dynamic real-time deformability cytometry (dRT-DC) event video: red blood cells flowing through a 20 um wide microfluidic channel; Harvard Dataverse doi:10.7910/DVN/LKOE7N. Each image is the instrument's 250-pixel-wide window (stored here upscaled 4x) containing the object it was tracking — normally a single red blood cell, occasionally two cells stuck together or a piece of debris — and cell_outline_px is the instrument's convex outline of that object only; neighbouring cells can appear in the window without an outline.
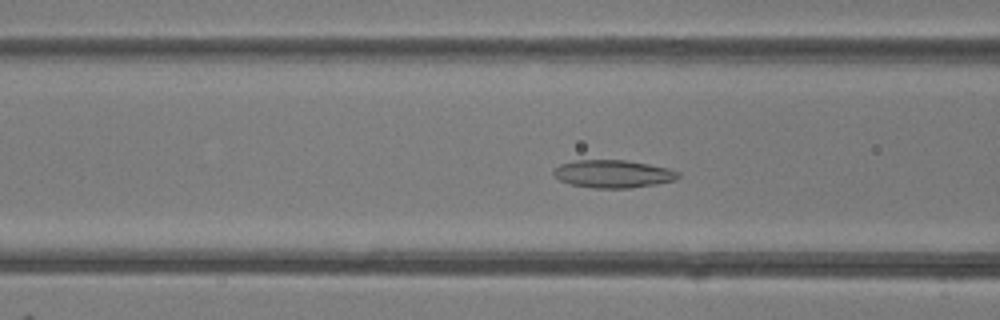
{"species": "common noctule bat (a hibernating species)", "species_latin": "Nyctalus noctula", "temperature_condition": "room temperature", "stored_images_in_passage": 42, "camera_frame_rate_fps": 3000, "um_per_image_px": 0.085, "animal": {"sex": "female"}, "frame": {"image": 1, "passage_image": 11, "time_ms": 3.333, "image_size_px": [1000, 320], "cell_outline_px": [[680, 176], [676, 180], [656, 184], [628, 188], [592, 188], [568, 184], [552, 176], [552, 168], [560, 164], [572, 160], [624, 160], [648, 164], [668, 168], [680, 172]], "centroid_in_image_um": [52.05, 14.78], "position_along_channel_um": 114.5, "area_um2": 20.46}}
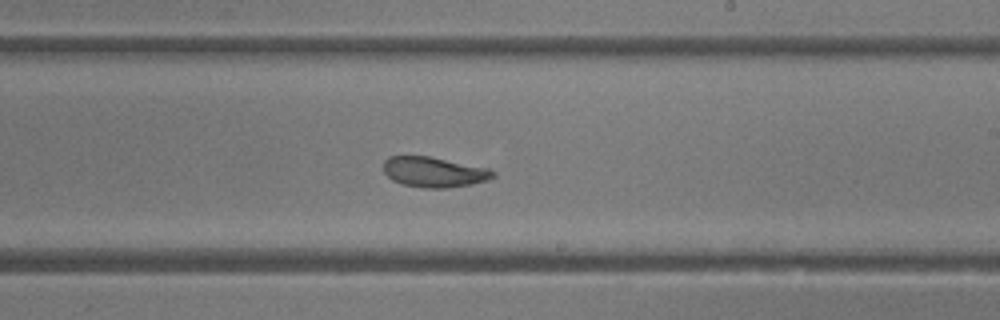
{"frame": {"image": 2, "passage_image": 21, "time_ms": 6.667, "image_size_px": [1000, 320], "cell_outline_px": [[496, 176], [488, 180], [472, 184], [448, 188], [424, 188], [404, 184], [392, 180], [384, 172], [384, 160], [388, 156], [428, 156], [488, 168], [496, 172]], "centroid_in_image_um": [36.91, 14.63], "position_along_channel_um": 252.1, "area_um2": 19.31}}
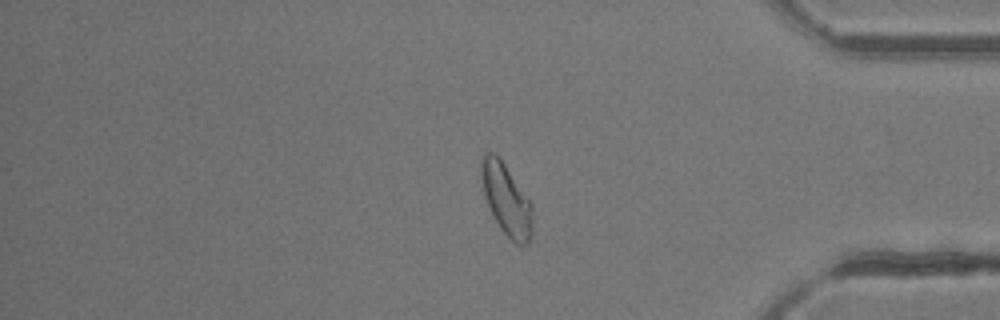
{"frame": {"image": 3, "passage_image": 33, "time_ms": 10.667, "image_size_px": [1000, 320], "cell_outline_px": [[532, 232], [528, 244], [516, 244], [500, 228], [492, 216], [484, 196], [480, 176], [480, 160], [484, 152], [492, 152], [504, 164], [532, 204]], "centroid_in_image_um": [43.01, 16.96], "position_along_channel_um": 392.2, "area_um2": 21.21}, "authors_computed_cell_mechanics": {"area_um2": 20.6635, "velocity_mm_per_s": 4.1391, "shape_relaxation_time_tau1_ms": 7.6818, "shape_relaxation_time_tau2_ms": 3.032, "deformation_change_tau1": 0.1646, "deformation_change_tau2": 0.0966}}